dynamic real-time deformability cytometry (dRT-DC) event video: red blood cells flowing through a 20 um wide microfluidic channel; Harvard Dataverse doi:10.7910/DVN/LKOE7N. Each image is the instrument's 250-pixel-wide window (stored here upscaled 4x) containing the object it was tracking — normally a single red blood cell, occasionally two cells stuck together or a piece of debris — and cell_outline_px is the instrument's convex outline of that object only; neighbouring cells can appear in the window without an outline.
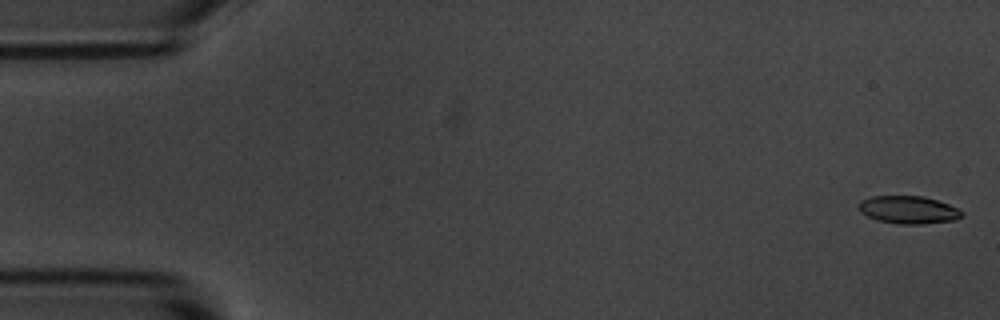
{"species": "common noctule bat (a hibernating species)", "species_latin": "Nyctalus noctula", "temperature_condition": "room temperature", "stored_images_in_passage": 54, "camera_frame_rate_fps": 3000, "um_per_image_px": 0.085, "animal": {"sex": "male", "body_mass_g": 20.1, "forearm_length_mm": 53.5}, "frame": {"image": 1, "passage_image": 1, "time_ms": 0.0, "image_size_px": [1000, 320], "cell_outline_px": [[964, 216], [956, 220], [920, 224], [900, 224], [876, 220], [860, 212], [856, 204], [860, 200], [872, 196], [924, 196], [948, 204], [964, 212]], "centroid_in_image_um": [77.19, 17.83], "position_along_channel_um": 7.8, "area_um2": 16.82}}
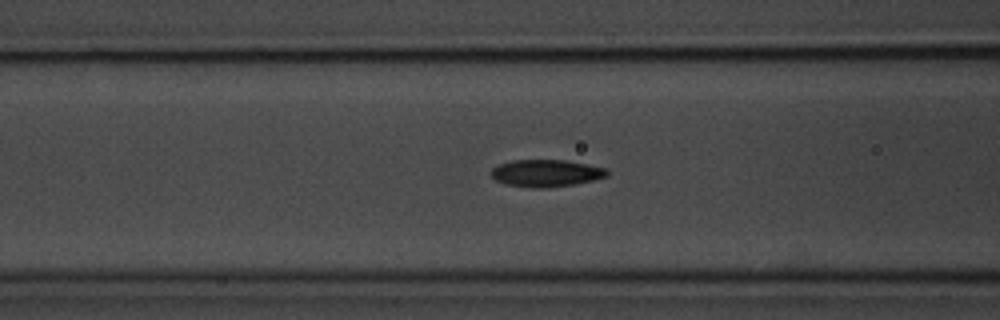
{"frame": {"image": 2, "passage_image": 21, "time_ms": 6.667, "image_size_px": [1000, 320], "cell_outline_px": [[608, 176], [592, 180], [572, 184], [548, 188], [532, 188], [504, 184], [496, 180], [492, 176], [492, 168], [500, 164], [512, 160], [564, 160], [588, 164], [604, 168], [608, 172]], "centroid_in_image_um": [46.4, 14.72], "position_along_channel_um": 120.2, "area_um2": 18.21}}
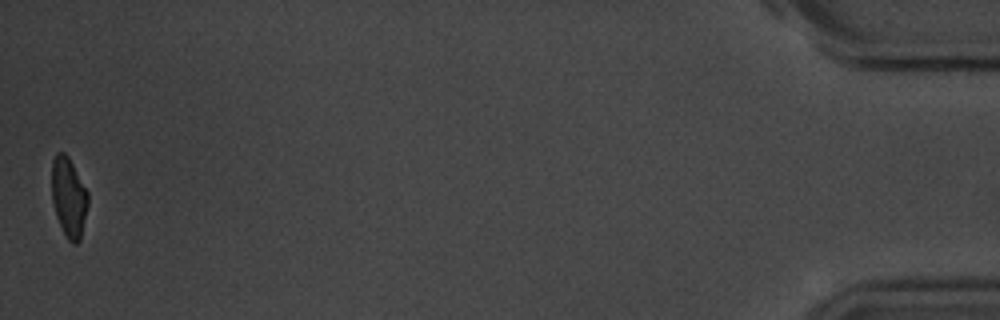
{"frame": {"image": 3, "passage_image": 54, "time_ms": 17.667, "image_size_px": [1000, 320], "cell_outline_px": [[88, 204], [80, 240], [76, 244], [72, 244], [68, 240], [56, 216], [52, 200], [52, 160], [56, 152], [64, 152], [68, 156], [88, 192]], "centroid_in_image_um": [5.84, 16.75], "position_along_channel_um": 429.4, "area_um2": 16.76}, "authors_computed_cell_mechanics": {"area_um2": 17.8313, "velocity_mm_per_s": 3.6752, "shape_relaxation_time_tau1_ms": 2.3699, "shape_relaxation_time_tau2_ms": 1.6641, "deformation_change_tau1": 0.1244, "deformation_change_tau2": 0.0714}}